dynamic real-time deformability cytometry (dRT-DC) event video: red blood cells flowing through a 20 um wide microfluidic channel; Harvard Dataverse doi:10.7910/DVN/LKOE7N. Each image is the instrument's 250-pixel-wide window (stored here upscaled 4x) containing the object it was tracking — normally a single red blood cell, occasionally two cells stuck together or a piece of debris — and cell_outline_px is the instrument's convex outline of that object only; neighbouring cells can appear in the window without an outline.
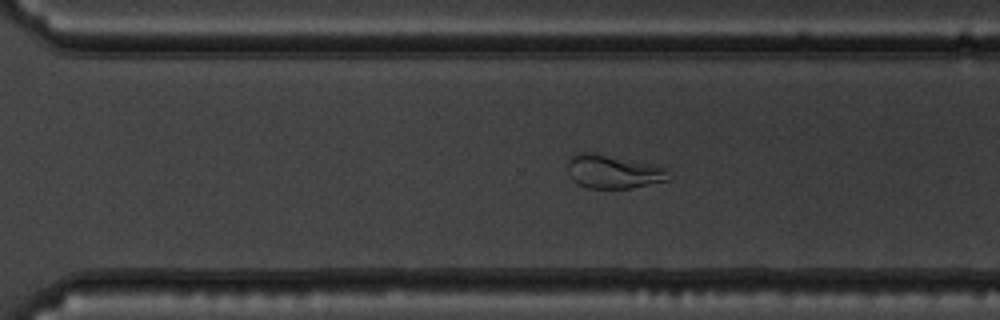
{"species": "common noctule bat (a hibernating species)", "species_latin": "Nyctalus noctula", "temperature_condition": "warm", "stored_images_in_passage": 40, "camera_frame_rate_fps": 3000, "um_per_image_px": 0.085, "animal": {"sex": "male", "body_mass_g": 19.5, "forearm_length_mm": 54.6}, "frame": {"image": 1, "passage_image": 23, "time_ms": 7.333, "image_size_px": [1000, 320], "cell_outline_px": [[668, 180], [632, 188], [588, 188], [576, 184], [572, 180], [568, 172], [568, 156], [576, 152], [592, 152], [652, 164], [668, 168]], "centroid_in_image_um": [52.07, 14.58], "position_along_channel_um": 318.5, "area_um2": 19.94}}
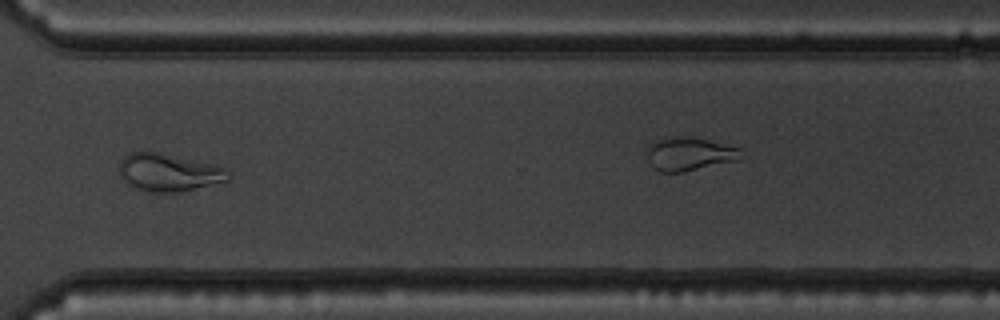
{"frame": {"image": 2, "passage_image": 26, "time_ms": 8.333, "image_size_px": [1000, 320], "cell_outline_px": [[228, 180], [180, 192], [152, 192], [136, 188], [128, 184], [120, 176], [120, 160], [128, 152], [156, 152], [212, 164], [224, 168], [228, 172]], "centroid_in_image_um": [14.29, 14.66], "position_along_channel_um": 356.3, "area_um2": 23.47}}
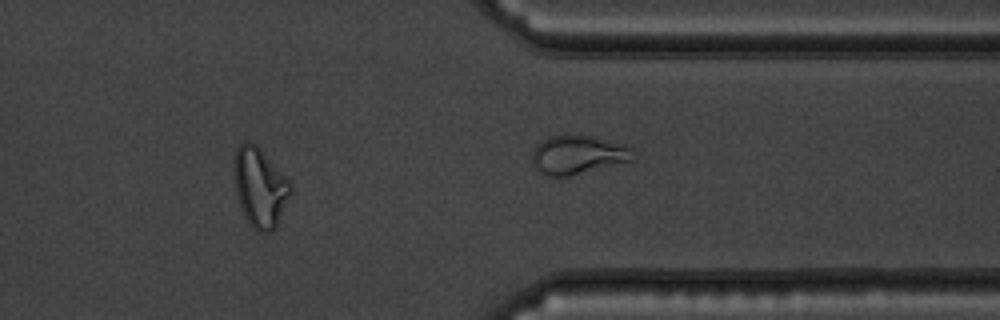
{"frame": {"image": 3, "passage_image": 30, "time_ms": 9.667, "image_size_px": [1000, 320], "cell_outline_px": [[292, 192], [276, 228], [272, 232], [260, 232], [244, 216], [236, 196], [232, 176], [232, 160], [236, 148], [244, 140], [248, 140], [256, 144], [260, 148], [292, 184]], "centroid_in_image_um": [22.06, 15.88], "position_along_channel_um": 389.3, "area_um2": 26.59}}